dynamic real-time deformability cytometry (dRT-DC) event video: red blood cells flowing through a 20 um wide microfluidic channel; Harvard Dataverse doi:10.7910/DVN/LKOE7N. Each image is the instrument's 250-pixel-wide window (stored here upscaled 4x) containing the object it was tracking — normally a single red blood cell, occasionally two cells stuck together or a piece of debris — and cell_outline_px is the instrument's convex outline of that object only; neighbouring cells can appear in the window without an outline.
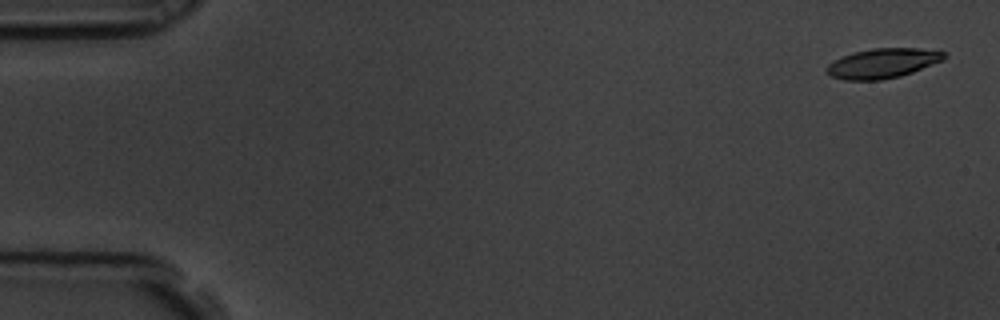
{"species": "common noctule bat (a hibernating species)", "species_latin": "Nyctalus noctula", "temperature_condition": "room temperature", "stored_images_in_passage": 5, "camera_frame_rate_fps": 3000, "um_per_image_px": 0.085, "animal": {"sex": "male", "body_mass_g": 19.5, "forearm_length_mm": 54.6}, "frame": {"image": 1, "passage_image": 1, "time_ms": 0.0, "image_size_px": [1000, 320], "cell_outline_px": [[948, 56], [944, 60], [912, 72], [900, 76], [880, 80], [844, 80], [832, 76], [828, 72], [828, 64], [844, 56], [856, 52], [872, 48], [916, 48], [944, 52]], "centroid_in_image_um": [75.08, 5.38], "position_along_channel_um": 9.9, "area_um2": 20.0}}
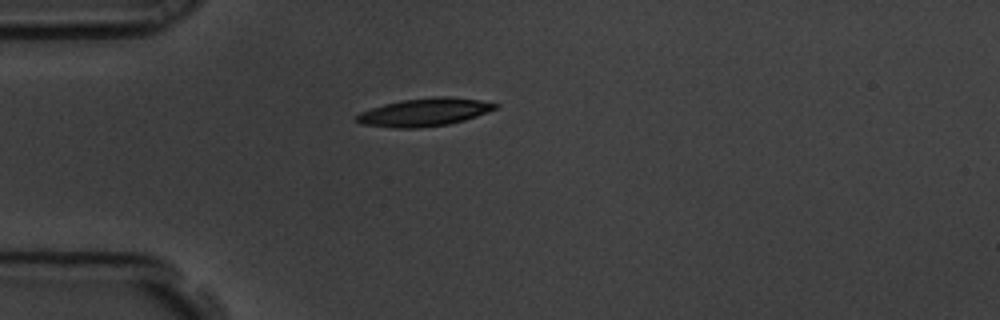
{"frame": {"image": 2, "passage_image": 5, "time_ms": 1.333, "image_size_px": [1000, 320], "cell_outline_px": [[500, 104], [496, 108], [476, 116], [464, 120], [448, 124], [416, 128], [392, 128], [360, 124], [356, 120], [356, 116], [360, 112], [384, 104], [404, 100], [432, 96], [444, 96], [480, 100]], "centroid_in_image_um": [36.05, 9.54], "position_along_channel_um": 48.9, "area_um2": 22.43}}